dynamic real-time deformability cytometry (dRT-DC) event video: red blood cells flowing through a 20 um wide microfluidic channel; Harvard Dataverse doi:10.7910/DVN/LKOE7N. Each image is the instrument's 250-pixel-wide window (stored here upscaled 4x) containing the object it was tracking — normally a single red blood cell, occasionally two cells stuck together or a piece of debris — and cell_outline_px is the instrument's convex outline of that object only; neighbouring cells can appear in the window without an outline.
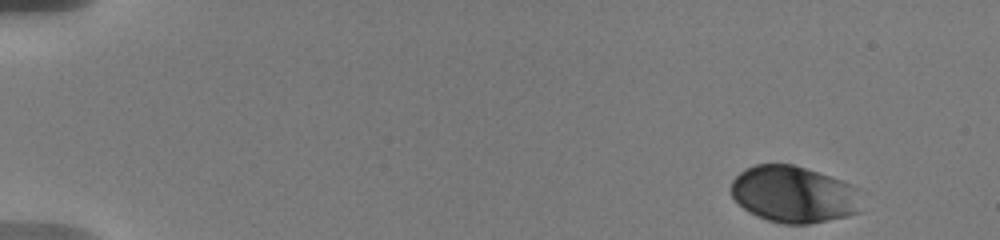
{"species": "human", "species_latin": "Homo sapiens", "temperature_condition": "warm", "stored_images_in_passage": 18, "camera_frame_rate_fps": 3000, "um_per_image_px": 0.085, "donor": {"sex": "male"}, "frame": {"image": 1, "passage_image": 1, "time_ms": 0.0, "image_size_px": [1000, 240], "cell_outline_px": [[860, 212], [848, 216], [808, 224], [784, 224], [768, 220], [756, 216], [744, 208], [732, 196], [732, 180], [744, 168], [756, 164], [792, 164], [852, 184], [860, 188]], "centroid_in_image_um": [67.49, 16.52], "position_along_channel_um": 17.5, "area_um2": 43.12}}
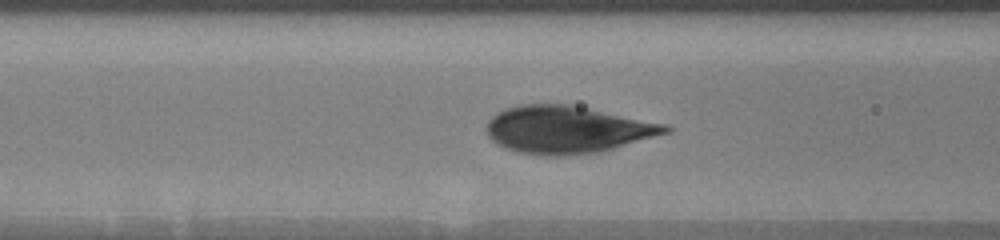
{"frame": {"image": 2, "passage_image": 16, "time_ms": 6.667, "image_size_px": [1000, 240], "cell_outline_px": [[672, 128], [668, 132], [600, 152], [568, 156], [540, 156], [520, 152], [508, 148], [492, 140], [488, 136], [488, 120], [496, 112], [504, 108], [520, 104], [568, 104], [664, 124]], "centroid_in_image_um": [48.16, 11.02], "position_along_channel_um": 118.4, "area_um2": 48.84}}
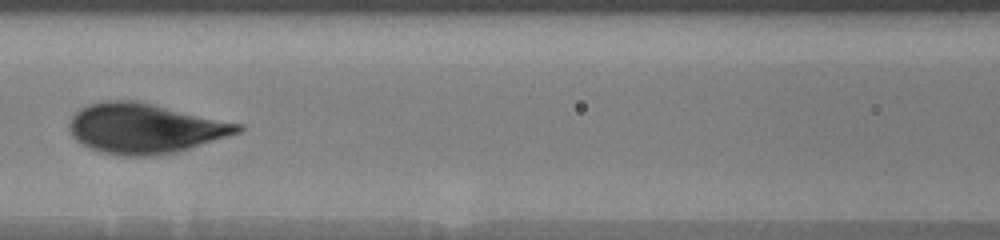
{"frame": {"image": 3, "passage_image": 18, "time_ms": 7.667, "image_size_px": [1000, 240], "cell_outline_px": [[244, 128], [240, 132], [180, 152], [152, 156], [120, 156], [100, 152], [88, 148], [80, 144], [72, 136], [68, 128], [68, 124], [72, 116], [80, 108], [88, 104], [104, 100], [140, 100], [244, 124]], "centroid_in_image_um": [12.32, 10.91], "position_along_channel_um": 154.3, "area_um2": 50.11}}